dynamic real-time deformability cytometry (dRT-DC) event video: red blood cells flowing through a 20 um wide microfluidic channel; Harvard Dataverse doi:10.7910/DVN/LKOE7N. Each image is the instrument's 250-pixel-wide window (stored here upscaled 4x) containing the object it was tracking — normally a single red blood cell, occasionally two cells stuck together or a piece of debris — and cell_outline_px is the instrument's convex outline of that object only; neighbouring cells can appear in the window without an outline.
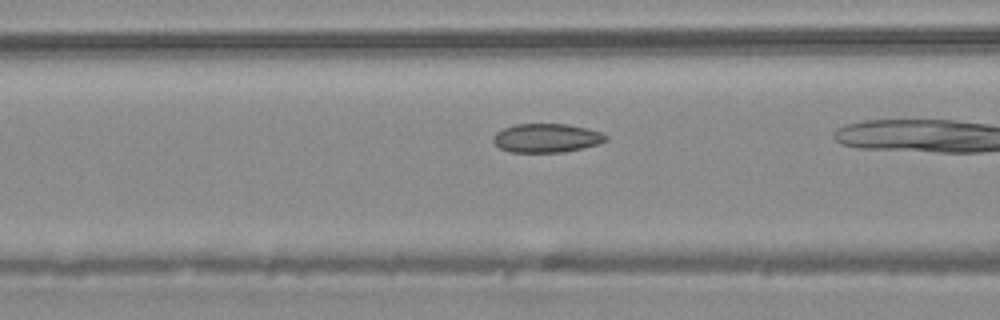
{"species": "common noctule bat (a hibernating species)", "species_latin": "Nyctalus noctula", "temperature_condition": "warm", "stored_images_in_passage": 15, "camera_frame_rate_fps": 3000, "um_per_image_px": 0.085, "animal": {"sex": "male", "body_mass_g": 20.4}, "frame": {"image": 1, "passage_image": 11, "time_ms": 3.333, "image_size_px": [1000, 320], "cell_outline_px": [[608, 140], [600, 144], [584, 148], [564, 152], [508, 152], [500, 148], [492, 140], [492, 136], [496, 132], [504, 128], [516, 124], [568, 124], [588, 128], [600, 132], [608, 136]], "centroid_in_image_um": [46.48, 11.73], "position_along_channel_um": 120.1, "area_um2": 19.13}}